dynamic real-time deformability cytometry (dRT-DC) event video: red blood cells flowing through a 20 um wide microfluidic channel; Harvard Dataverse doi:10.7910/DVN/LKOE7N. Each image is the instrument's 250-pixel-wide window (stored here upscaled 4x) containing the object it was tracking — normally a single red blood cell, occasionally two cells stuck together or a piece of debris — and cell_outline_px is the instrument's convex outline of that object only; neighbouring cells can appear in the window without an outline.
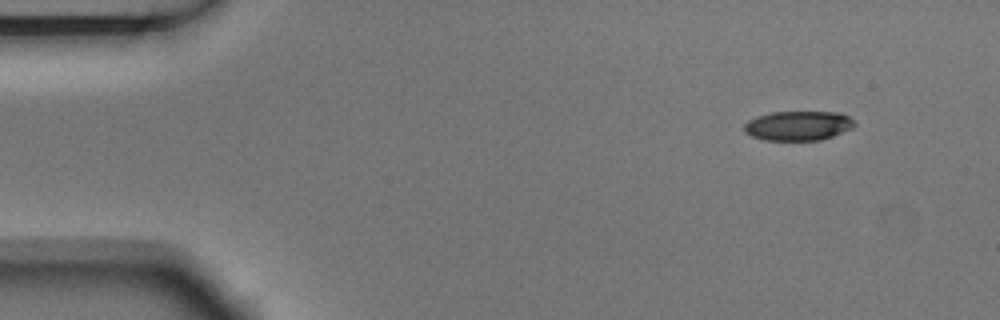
{"species": "Egyptian fruit bat (a non-hibernating species)", "species_latin": "Rousettus aegyptiacus", "temperature_condition": "room temperature", "stored_images_in_passage": 5, "camera_frame_rate_fps": 3000, "um_per_image_px": 0.085, "animal": {"sex": "male"}, "frame": {"image": 1, "passage_image": 1, "time_ms": 0.0, "image_size_px": [1000, 320], "cell_outline_px": [[856, 124], [852, 128], [832, 136], [820, 140], [764, 140], [752, 136], [744, 132], [744, 124], [748, 120], [756, 116], [772, 112], [840, 112], [848, 116]], "centroid_in_image_um": [67.82, 10.68], "position_along_channel_um": 17.2, "area_um2": 18.96}}
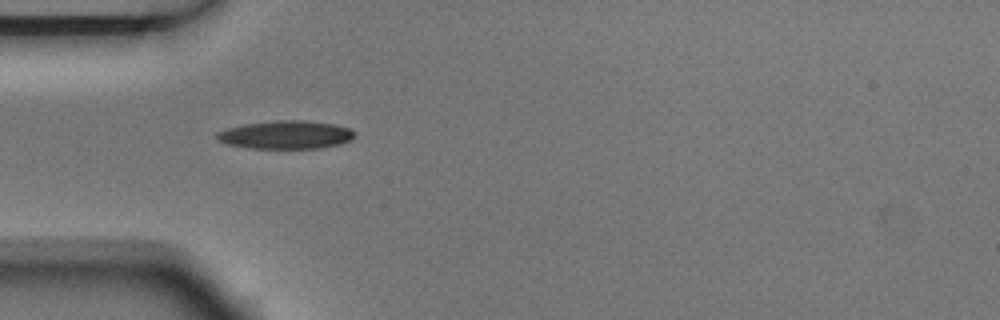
{"frame": {"image": 2, "passage_image": 4, "time_ms": 1.0, "image_size_px": [1000, 320], "cell_outline_px": [[356, 136], [340, 144], [320, 148], [248, 148], [228, 144], [216, 140], [216, 132], [228, 128], [244, 124], [276, 120], [304, 120], [332, 124], [348, 128], [356, 132]], "centroid_in_image_um": [24.27, 11.45], "position_along_channel_um": 60.7, "area_um2": 22.6}}
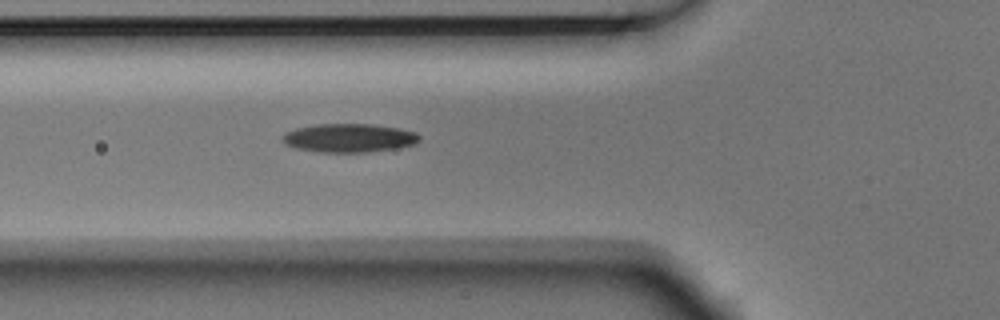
{"frame": {"image": 3, "passage_image": 5, "time_ms": 1.333, "image_size_px": [1000, 320], "cell_outline_px": [[420, 140], [416, 144], [396, 148], [368, 152], [320, 152], [296, 148], [284, 144], [280, 140], [280, 136], [284, 132], [296, 128], [316, 124], [372, 124], [400, 128], [416, 132], [420, 136]], "centroid_in_image_um": [29.64, 11.72], "position_along_channel_um": 96.2, "area_um2": 23.12}}